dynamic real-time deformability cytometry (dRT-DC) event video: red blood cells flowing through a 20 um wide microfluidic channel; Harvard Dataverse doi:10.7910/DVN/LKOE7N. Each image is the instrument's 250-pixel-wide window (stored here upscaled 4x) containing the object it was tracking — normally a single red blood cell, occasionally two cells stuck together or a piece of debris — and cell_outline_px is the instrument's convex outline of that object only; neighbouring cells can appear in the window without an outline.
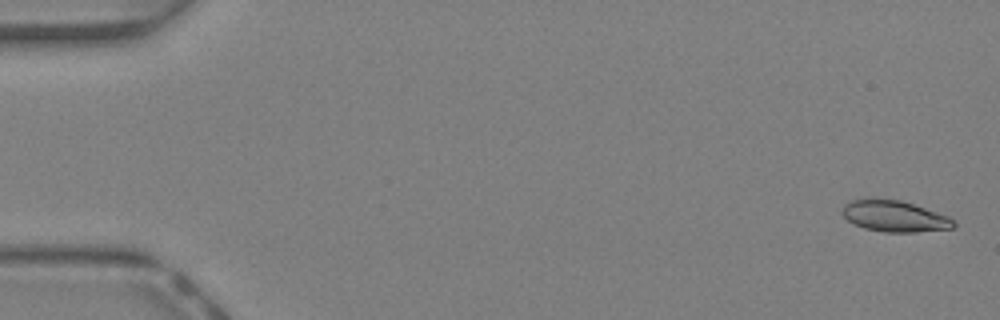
{"species": "Egyptian fruit bat (a non-hibernating species)", "species_latin": "Rousettus aegyptiacus", "temperature_condition": "warm", "stored_images_in_passage": 15, "camera_frame_rate_fps": 3000, "um_per_image_px": 0.085, "animal": {"sex": "female"}, "frame": {"image": 1, "passage_image": 2, "time_ms": 0.333, "image_size_px": [1000, 320], "cell_outline_px": [[956, 224], [952, 228], [916, 232], [884, 232], [864, 228], [848, 220], [840, 212], [844, 204], [852, 200], [868, 196], [900, 200], [948, 216]], "centroid_in_image_um": [75.96, 18.35], "position_along_channel_um": 9.0, "area_um2": 20.4}}
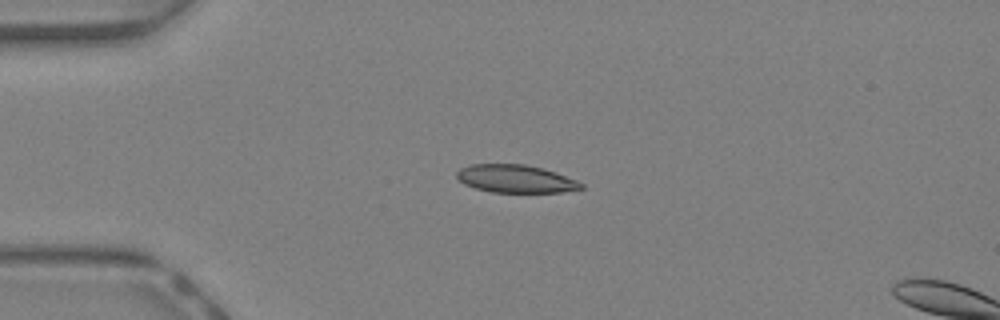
{"frame": {"image": 2, "passage_image": 12, "time_ms": 3.667, "image_size_px": [1000, 320], "cell_outline_px": [[584, 188], [560, 192], [492, 192], [476, 188], [464, 184], [456, 176], [456, 172], [460, 168], [472, 164], [524, 164], [544, 168], [556, 172], [576, 180], [584, 184]], "centroid_in_image_um": [43.83, 15.19], "position_along_channel_um": 41.2, "area_um2": 20.17}}